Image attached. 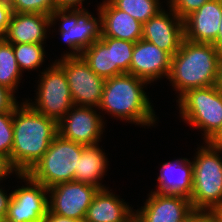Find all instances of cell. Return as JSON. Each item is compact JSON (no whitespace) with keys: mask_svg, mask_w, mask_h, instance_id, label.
Here are the masks:
<instances>
[{"mask_svg":"<svg viewBox=\"0 0 222 222\" xmlns=\"http://www.w3.org/2000/svg\"><path fill=\"white\" fill-rule=\"evenodd\" d=\"M148 85L150 84L145 80L128 73L107 78L98 106L105 123L107 120L104 115L107 113L114 120L120 119L119 121L135 124V127H156L159 117L149 92H145Z\"/></svg>","mask_w":222,"mask_h":222,"instance_id":"obj_1","label":"cell"},{"mask_svg":"<svg viewBox=\"0 0 222 222\" xmlns=\"http://www.w3.org/2000/svg\"><path fill=\"white\" fill-rule=\"evenodd\" d=\"M58 123L33 109L25 100L13 111L11 162L21 173H28L42 158L54 137Z\"/></svg>","mask_w":222,"mask_h":222,"instance_id":"obj_2","label":"cell"},{"mask_svg":"<svg viewBox=\"0 0 222 222\" xmlns=\"http://www.w3.org/2000/svg\"><path fill=\"white\" fill-rule=\"evenodd\" d=\"M221 52L210 43H196L183 39L179 50L171 58L167 84L176 98L191 89L216 85Z\"/></svg>","mask_w":222,"mask_h":222,"instance_id":"obj_3","label":"cell"},{"mask_svg":"<svg viewBox=\"0 0 222 222\" xmlns=\"http://www.w3.org/2000/svg\"><path fill=\"white\" fill-rule=\"evenodd\" d=\"M197 145L193 162V209L210 213L222 203V146L211 142Z\"/></svg>","mask_w":222,"mask_h":222,"instance_id":"obj_4","label":"cell"},{"mask_svg":"<svg viewBox=\"0 0 222 222\" xmlns=\"http://www.w3.org/2000/svg\"><path fill=\"white\" fill-rule=\"evenodd\" d=\"M175 100L178 117L199 130L203 142H212L221 133L222 92L215 85L188 90Z\"/></svg>","mask_w":222,"mask_h":222,"instance_id":"obj_5","label":"cell"},{"mask_svg":"<svg viewBox=\"0 0 222 222\" xmlns=\"http://www.w3.org/2000/svg\"><path fill=\"white\" fill-rule=\"evenodd\" d=\"M89 9H59L50 15V29L57 30L60 39L66 43V50L60 58L79 57L82 52L89 48L102 36V15L97 8V17ZM91 12V13H90ZM59 22V23H57ZM69 50V51H68Z\"/></svg>","mask_w":222,"mask_h":222,"instance_id":"obj_6","label":"cell"},{"mask_svg":"<svg viewBox=\"0 0 222 222\" xmlns=\"http://www.w3.org/2000/svg\"><path fill=\"white\" fill-rule=\"evenodd\" d=\"M82 151V144L57 134L42 158L27 174L47 189L59 183L73 181Z\"/></svg>","mask_w":222,"mask_h":222,"instance_id":"obj_7","label":"cell"},{"mask_svg":"<svg viewBox=\"0 0 222 222\" xmlns=\"http://www.w3.org/2000/svg\"><path fill=\"white\" fill-rule=\"evenodd\" d=\"M49 63L48 67L38 72L34 98L28 97L22 100H25L37 112L58 123L74 104L63 69L53 60Z\"/></svg>","mask_w":222,"mask_h":222,"instance_id":"obj_8","label":"cell"},{"mask_svg":"<svg viewBox=\"0 0 222 222\" xmlns=\"http://www.w3.org/2000/svg\"><path fill=\"white\" fill-rule=\"evenodd\" d=\"M56 58L66 75L73 104L98 108L106 79L96 75L82 56Z\"/></svg>","mask_w":222,"mask_h":222,"instance_id":"obj_9","label":"cell"},{"mask_svg":"<svg viewBox=\"0 0 222 222\" xmlns=\"http://www.w3.org/2000/svg\"><path fill=\"white\" fill-rule=\"evenodd\" d=\"M21 183L12 190L6 222H43L48 206V189L34 181L27 173L20 174L16 180ZM24 184H23V183Z\"/></svg>","mask_w":222,"mask_h":222,"instance_id":"obj_10","label":"cell"},{"mask_svg":"<svg viewBox=\"0 0 222 222\" xmlns=\"http://www.w3.org/2000/svg\"><path fill=\"white\" fill-rule=\"evenodd\" d=\"M99 188L78 181L56 184L48 188V206L51 213L84 221L88 207Z\"/></svg>","mask_w":222,"mask_h":222,"instance_id":"obj_11","label":"cell"},{"mask_svg":"<svg viewBox=\"0 0 222 222\" xmlns=\"http://www.w3.org/2000/svg\"><path fill=\"white\" fill-rule=\"evenodd\" d=\"M98 108L74 105L58 122V134L82 145H96L105 134V121Z\"/></svg>","mask_w":222,"mask_h":222,"instance_id":"obj_12","label":"cell"},{"mask_svg":"<svg viewBox=\"0 0 222 222\" xmlns=\"http://www.w3.org/2000/svg\"><path fill=\"white\" fill-rule=\"evenodd\" d=\"M166 6L143 24L142 39L173 56L184 39V23L168 5Z\"/></svg>","mask_w":222,"mask_h":222,"instance_id":"obj_13","label":"cell"},{"mask_svg":"<svg viewBox=\"0 0 222 222\" xmlns=\"http://www.w3.org/2000/svg\"><path fill=\"white\" fill-rule=\"evenodd\" d=\"M172 56L144 39L135 42L129 73L148 82L157 84L170 73Z\"/></svg>","mask_w":222,"mask_h":222,"instance_id":"obj_14","label":"cell"},{"mask_svg":"<svg viewBox=\"0 0 222 222\" xmlns=\"http://www.w3.org/2000/svg\"><path fill=\"white\" fill-rule=\"evenodd\" d=\"M143 204L134 209V219L138 222H178L193 210L187 198L152 191Z\"/></svg>","mask_w":222,"mask_h":222,"instance_id":"obj_15","label":"cell"},{"mask_svg":"<svg viewBox=\"0 0 222 222\" xmlns=\"http://www.w3.org/2000/svg\"><path fill=\"white\" fill-rule=\"evenodd\" d=\"M156 189L159 194L181 196L190 200L193 191V162L190 158H177L160 165Z\"/></svg>","mask_w":222,"mask_h":222,"instance_id":"obj_16","label":"cell"},{"mask_svg":"<svg viewBox=\"0 0 222 222\" xmlns=\"http://www.w3.org/2000/svg\"><path fill=\"white\" fill-rule=\"evenodd\" d=\"M222 16V0H209L184 20V39L196 43L216 41Z\"/></svg>","mask_w":222,"mask_h":222,"instance_id":"obj_17","label":"cell"},{"mask_svg":"<svg viewBox=\"0 0 222 222\" xmlns=\"http://www.w3.org/2000/svg\"><path fill=\"white\" fill-rule=\"evenodd\" d=\"M50 16L40 13H14L3 38L11 44L46 43L51 34Z\"/></svg>","mask_w":222,"mask_h":222,"instance_id":"obj_18","label":"cell"},{"mask_svg":"<svg viewBox=\"0 0 222 222\" xmlns=\"http://www.w3.org/2000/svg\"><path fill=\"white\" fill-rule=\"evenodd\" d=\"M112 191L111 187L98 190L84 222H131L134 219V206Z\"/></svg>","mask_w":222,"mask_h":222,"instance_id":"obj_19","label":"cell"},{"mask_svg":"<svg viewBox=\"0 0 222 222\" xmlns=\"http://www.w3.org/2000/svg\"><path fill=\"white\" fill-rule=\"evenodd\" d=\"M102 15V36L137 42L142 39V27L138 20L117 9L109 0L97 3Z\"/></svg>","mask_w":222,"mask_h":222,"instance_id":"obj_20","label":"cell"},{"mask_svg":"<svg viewBox=\"0 0 222 222\" xmlns=\"http://www.w3.org/2000/svg\"><path fill=\"white\" fill-rule=\"evenodd\" d=\"M107 156L108 154L106 155L105 149L100 144L83 145L73 181L91 184L99 189L108 188L106 184H102L110 165Z\"/></svg>","mask_w":222,"mask_h":222,"instance_id":"obj_21","label":"cell"},{"mask_svg":"<svg viewBox=\"0 0 222 222\" xmlns=\"http://www.w3.org/2000/svg\"><path fill=\"white\" fill-rule=\"evenodd\" d=\"M81 56L96 75L104 79L117 76V65H113L112 47L101 38L85 49Z\"/></svg>","mask_w":222,"mask_h":222,"instance_id":"obj_22","label":"cell"},{"mask_svg":"<svg viewBox=\"0 0 222 222\" xmlns=\"http://www.w3.org/2000/svg\"><path fill=\"white\" fill-rule=\"evenodd\" d=\"M22 77L23 73L18 67L13 45L0 37V85L17 93Z\"/></svg>","mask_w":222,"mask_h":222,"instance_id":"obj_23","label":"cell"},{"mask_svg":"<svg viewBox=\"0 0 222 222\" xmlns=\"http://www.w3.org/2000/svg\"><path fill=\"white\" fill-rule=\"evenodd\" d=\"M46 43H22L12 44L18 67L22 73L28 71H39L45 63Z\"/></svg>","mask_w":222,"mask_h":222,"instance_id":"obj_24","label":"cell"},{"mask_svg":"<svg viewBox=\"0 0 222 222\" xmlns=\"http://www.w3.org/2000/svg\"><path fill=\"white\" fill-rule=\"evenodd\" d=\"M117 9L128 13L141 24L163 10L167 0H109ZM166 1V2H165ZM163 5V6H162Z\"/></svg>","mask_w":222,"mask_h":222,"instance_id":"obj_25","label":"cell"},{"mask_svg":"<svg viewBox=\"0 0 222 222\" xmlns=\"http://www.w3.org/2000/svg\"><path fill=\"white\" fill-rule=\"evenodd\" d=\"M101 39L112 47L113 65H117V76L129 73L135 43L111 37Z\"/></svg>","mask_w":222,"mask_h":222,"instance_id":"obj_26","label":"cell"},{"mask_svg":"<svg viewBox=\"0 0 222 222\" xmlns=\"http://www.w3.org/2000/svg\"><path fill=\"white\" fill-rule=\"evenodd\" d=\"M14 13H40L51 15L55 10L54 0H8Z\"/></svg>","mask_w":222,"mask_h":222,"instance_id":"obj_27","label":"cell"},{"mask_svg":"<svg viewBox=\"0 0 222 222\" xmlns=\"http://www.w3.org/2000/svg\"><path fill=\"white\" fill-rule=\"evenodd\" d=\"M13 146V111L0 113V153L11 159Z\"/></svg>","mask_w":222,"mask_h":222,"instance_id":"obj_28","label":"cell"},{"mask_svg":"<svg viewBox=\"0 0 222 222\" xmlns=\"http://www.w3.org/2000/svg\"><path fill=\"white\" fill-rule=\"evenodd\" d=\"M209 0H167V4L182 20Z\"/></svg>","mask_w":222,"mask_h":222,"instance_id":"obj_29","label":"cell"},{"mask_svg":"<svg viewBox=\"0 0 222 222\" xmlns=\"http://www.w3.org/2000/svg\"><path fill=\"white\" fill-rule=\"evenodd\" d=\"M17 98L12 90L0 85V113L14 111L15 107L20 103Z\"/></svg>","mask_w":222,"mask_h":222,"instance_id":"obj_30","label":"cell"},{"mask_svg":"<svg viewBox=\"0 0 222 222\" xmlns=\"http://www.w3.org/2000/svg\"><path fill=\"white\" fill-rule=\"evenodd\" d=\"M21 173L12 164L10 157L0 153V183L10 178V176L18 177Z\"/></svg>","mask_w":222,"mask_h":222,"instance_id":"obj_31","label":"cell"},{"mask_svg":"<svg viewBox=\"0 0 222 222\" xmlns=\"http://www.w3.org/2000/svg\"><path fill=\"white\" fill-rule=\"evenodd\" d=\"M11 15L12 10L9 1L0 0V37H2L7 30Z\"/></svg>","mask_w":222,"mask_h":222,"instance_id":"obj_32","label":"cell"},{"mask_svg":"<svg viewBox=\"0 0 222 222\" xmlns=\"http://www.w3.org/2000/svg\"><path fill=\"white\" fill-rule=\"evenodd\" d=\"M6 187H4V185H1L0 183V221H6V215H7V211H8V206L12 197V190L9 189H5Z\"/></svg>","mask_w":222,"mask_h":222,"instance_id":"obj_33","label":"cell"},{"mask_svg":"<svg viewBox=\"0 0 222 222\" xmlns=\"http://www.w3.org/2000/svg\"><path fill=\"white\" fill-rule=\"evenodd\" d=\"M87 1V0H86ZM56 10L59 9H86L85 0H54Z\"/></svg>","mask_w":222,"mask_h":222,"instance_id":"obj_34","label":"cell"},{"mask_svg":"<svg viewBox=\"0 0 222 222\" xmlns=\"http://www.w3.org/2000/svg\"><path fill=\"white\" fill-rule=\"evenodd\" d=\"M209 216V213L206 211L193 209L187 216L178 222H204Z\"/></svg>","mask_w":222,"mask_h":222,"instance_id":"obj_35","label":"cell"},{"mask_svg":"<svg viewBox=\"0 0 222 222\" xmlns=\"http://www.w3.org/2000/svg\"><path fill=\"white\" fill-rule=\"evenodd\" d=\"M43 222H84V221H77L71 218L63 217L55 213H51L48 210L46 216L44 217Z\"/></svg>","mask_w":222,"mask_h":222,"instance_id":"obj_36","label":"cell"},{"mask_svg":"<svg viewBox=\"0 0 222 222\" xmlns=\"http://www.w3.org/2000/svg\"><path fill=\"white\" fill-rule=\"evenodd\" d=\"M209 215L215 222H222V203L216 206Z\"/></svg>","mask_w":222,"mask_h":222,"instance_id":"obj_37","label":"cell"},{"mask_svg":"<svg viewBox=\"0 0 222 222\" xmlns=\"http://www.w3.org/2000/svg\"><path fill=\"white\" fill-rule=\"evenodd\" d=\"M213 45L216 46L217 49L222 53V16L220 19L219 33H218L216 41L213 43Z\"/></svg>","mask_w":222,"mask_h":222,"instance_id":"obj_38","label":"cell"},{"mask_svg":"<svg viewBox=\"0 0 222 222\" xmlns=\"http://www.w3.org/2000/svg\"><path fill=\"white\" fill-rule=\"evenodd\" d=\"M217 89L222 92V54L220 57V62H219V68H218V75H217V81L216 85Z\"/></svg>","mask_w":222,"mask_h":222,"instance_id":"obj_39","label":"cell"},{"mask_svg":"<svg viewBox=\"0 0 222 222\" xmlns=\"http://www.w3.org/2000/svg\"><path fill=\"white\" fill-rule=\"evenodd\" d=\"M211 143L222 146V131Z\"/></svg>","mask_w":222,"mask_h":222,"instance_id":"obj_40","label":"cell"},{"mask_svg":"<svg viewBox=\"0 0 222 222\" xmlns=\"http://www.w3.org/2000/svg\"><path fill=\"white\" fill-rule=\"evenodd\" d=\"M204 222H215L211 216H209Z\"/></svg>","mask_w":222,"mask_h":222,"instance_id":"obj_41","label":"cell"}]
</instances>
